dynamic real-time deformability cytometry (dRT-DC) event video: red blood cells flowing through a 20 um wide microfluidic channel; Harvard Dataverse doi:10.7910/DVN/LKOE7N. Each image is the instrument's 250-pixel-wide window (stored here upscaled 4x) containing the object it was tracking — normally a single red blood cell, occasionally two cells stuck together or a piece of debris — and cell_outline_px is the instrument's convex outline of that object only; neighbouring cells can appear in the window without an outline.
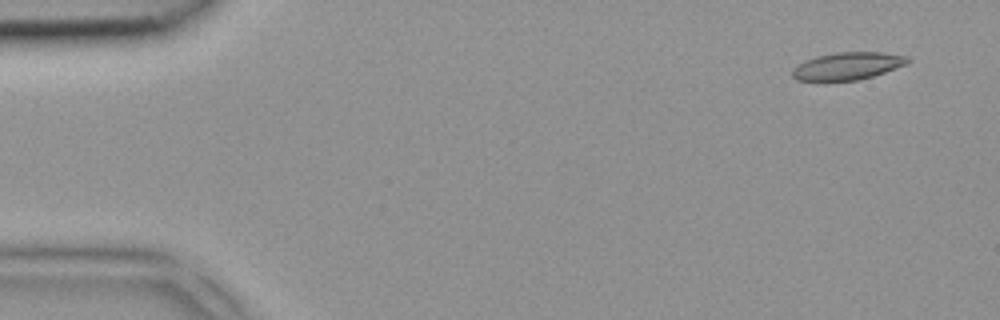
{"species": "common noctule bat (a hibernating species)", "species_latin": "Nyctalus noctula", "temperature_condition": "room temperature", "stored_images_in_passage": 4, "camera_frame_rate_fps": 3000, "um_per_image_px": 0.085, "animal": {"sex": "female", "body_mass_g": 18.4}, "frame": {"image": 1, "passage_image": 1, "time_ms": 0.0, "image_size_px": [1000, 320], "cell_outline_px": [[912, 60], [908, 64], [860, 80], [796, 80], [792, 76], [792, 68], [804, 60], [816, 56], [836, 52], [884, 52], [908, 56]], "centroid_in_image_um": [72.07, 5.59], "position_along_channel_um": 12.9, "area_um2": 18.55}}
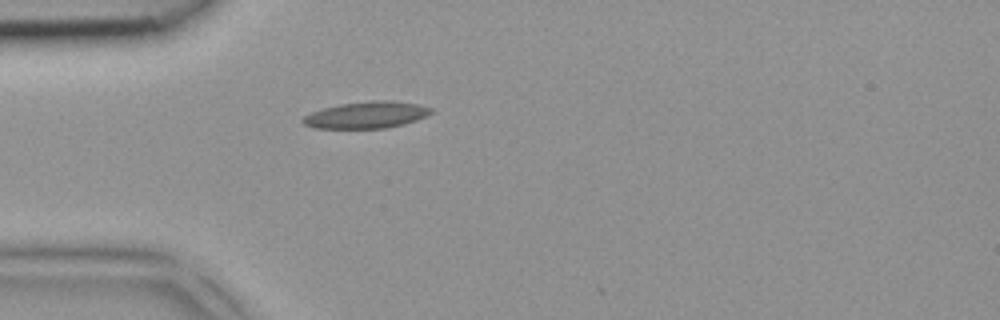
{"frame": {"image": 2, "passage_image": 4, "time_ms": 1.0, "image_size_px": [1000, 320], "cell_outline_px": [[432, 112], [416, 120], [404, 124], [388, 128], [312, 128], [304, 124], [300, 120], [304, 116], [312, 112], [324, 108], [340, 104], [372, 100], [392, 100], [416, 104], [432, 108]], "centroid_in_image_um": [31.13, 9.77], "position_along_channel_um": 53.9, "area_um2": 19.88}}